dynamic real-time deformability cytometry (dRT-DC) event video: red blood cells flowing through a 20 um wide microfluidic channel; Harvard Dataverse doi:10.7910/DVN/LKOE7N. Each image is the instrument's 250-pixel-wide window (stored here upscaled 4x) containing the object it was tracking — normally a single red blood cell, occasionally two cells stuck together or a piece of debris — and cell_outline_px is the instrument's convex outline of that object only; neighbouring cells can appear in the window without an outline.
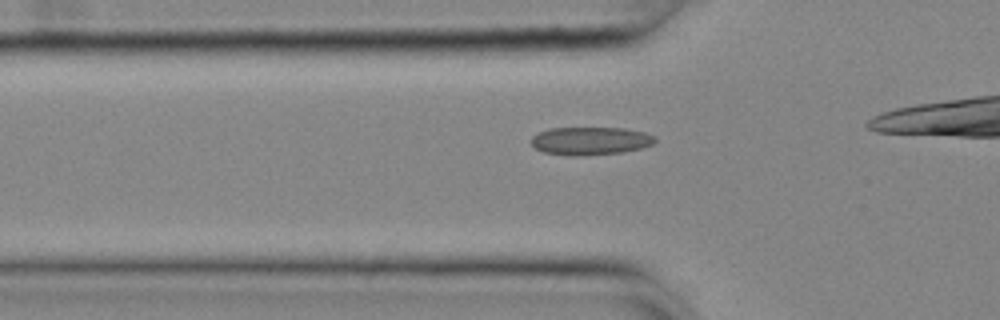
{"species": "common noctule bat (a hibernating species)", "species_latin": "Nyctalus noctula", "temperature_condition": "cold", "stored_images_in_passage": 39, "camera_frame_rate_fps": 3000, "um_per_image_px": 0.085, "animal": {"sex": "female", "body_mass_g": 25.1}, "frame": {"image": 1, "passage_image": 13, "time_ms": 4.0, "image_size_px": [1000, 320], "cell_outline_px": [[656, 140], [652, 144], [640, 148], [624, 152], [580, 156], [568, 156], [544, 152], [536, 148], [532, 144], [532, 136], [548, 128], [624, 128], [644, 132], [656, 136]], "centroid_in_image_um": [50.19, 11.98], "position_along_channel_um": 75.6, "area_um2": 20.23}}
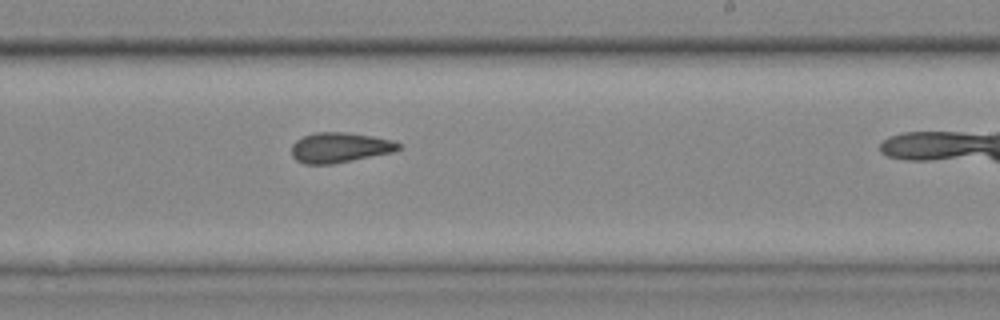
{"frame": {"image": 2, "passage_image": 28, "time_ms": 9.0, "image_size_px": [1000, 320], "cell_outline_px": [[404, 148], [392, 152], [332, 164], [304, 164], [296, 160], [292, 156], [292, 144], [296, 140], [304, 136], [316, 132], [344, 132], [372, 136], [392, 140], [404, 144]], "centroid_in_image_um": [28.91, 12.54], "position_along_channel_um": 260.1, "area_um2": 18.84}}
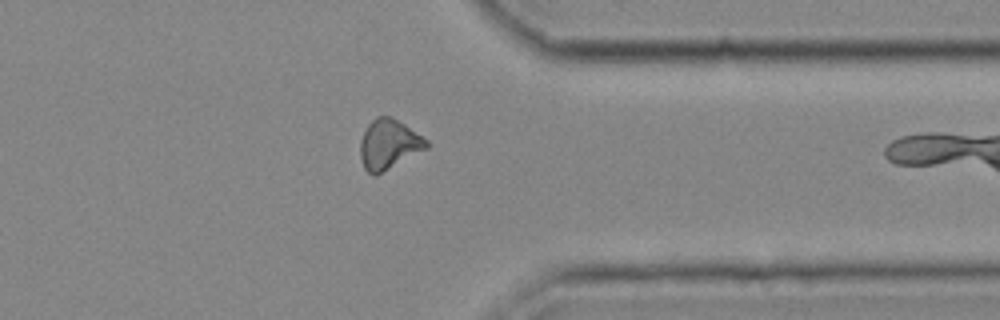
{"frame": {"image": 3, "passage_image": 38, "time_ms": 12.333, "image_size_px": [1000, 320], "cell_outline_px": [[428, 148], [376, 176], [372, 176], [364, 168], [360, 156], [360, 140], [368, 124], [376, 116], [392, 116], [428, 140]], "centroid_in_image_um": [33.04, 12.28], "position_along_channel_um": 378.4, "area_um2": 19.31}}